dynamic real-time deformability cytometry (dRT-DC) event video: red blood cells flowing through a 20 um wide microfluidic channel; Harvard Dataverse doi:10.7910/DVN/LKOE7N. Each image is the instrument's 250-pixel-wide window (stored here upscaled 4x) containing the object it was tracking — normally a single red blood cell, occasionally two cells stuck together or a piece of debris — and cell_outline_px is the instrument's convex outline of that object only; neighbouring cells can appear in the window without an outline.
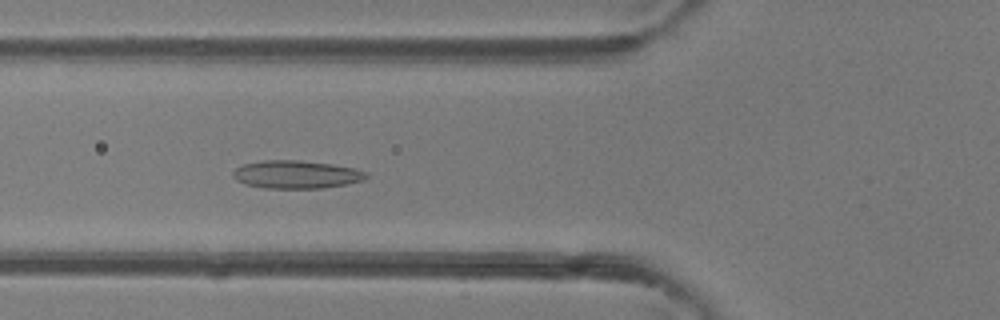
{"species": "common noctule bat (a hibernating species)", "species_latin": "Nyctalus noctula", "temperature_condition": "room temperature", "stored_images_in_passage": 47, "camera_frame_rate_fps": 3000, "um_per_image_px": 0.085, "animal": {"sex": "female"}, "frame": {"image": 1, "passage_image": 17, "time_ms": 5.333, "image_size_px": [1000, 320], "cell_outline_px": [[368, 176], [364, 180], [344, 184], [320, 188], [264, 188], [244, 184], [236, 180], [232, 176], [232, 172], [236, 168], [244, 164], [264, 160], [300, 160], [332, 164], [356, 168], [368, 172]], "centroid_in_image_um": [25.18, 14.82], "position_along_channel_um": 100.6, "area_um2": 21.79}}
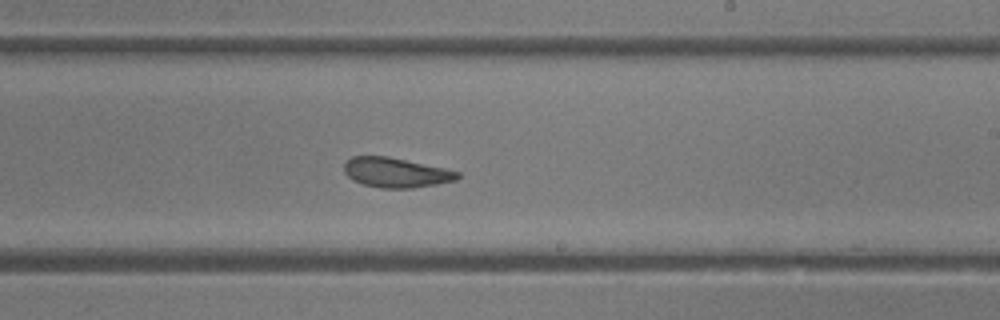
{"frame": {"image": 2, "passage_image": 28, "time_ms": 9.0, "image_size_px": [1000, 320], "cell_outline_px": [[460, 176], [456, 180], [436, 184], [412, 188], [380, 188], [364, 184], [352, 180], [344, 172], [344, 164], [352, 156], [388, 156], [444, 168], [460, 172]], "centroid_in_image_um": [33.64, 14.67], "position_along_channel_um": 255.4, "area_um2": 19.59}}
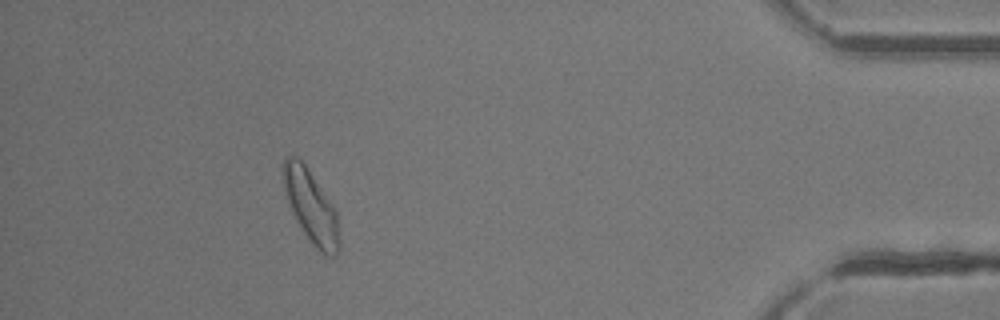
{"frame": {"image": 3, "passage_image": 43, "time_ms": 14.0, "image_size_px": [1000, 320], "cell_outline_px": [[340, 248], [336, 256], [328, 256], [320, 252], [316, 248], [304, 232], [296, 220], [288, 204], [280, 172], [280, 168], [284, 160], [288, 156], [296, 156], [304, 164], [336, 212]], "centroid_in_image_um": [26.38, 17.55], "position_along_channel_um": 408.8, "area_um2": 23.29}, "authors_computed_cell_mechanics": {"area_um2": 22.1374, "velocity_mm_per_s": 4.2193, "shape_relaxation_time_tau1_ms": 5.8538, "shape_relaxation_time_tau2_ms": 3.1622, "deformation_change_tau1": 0.1279, "deformation_change_tau2": 0.1004}}